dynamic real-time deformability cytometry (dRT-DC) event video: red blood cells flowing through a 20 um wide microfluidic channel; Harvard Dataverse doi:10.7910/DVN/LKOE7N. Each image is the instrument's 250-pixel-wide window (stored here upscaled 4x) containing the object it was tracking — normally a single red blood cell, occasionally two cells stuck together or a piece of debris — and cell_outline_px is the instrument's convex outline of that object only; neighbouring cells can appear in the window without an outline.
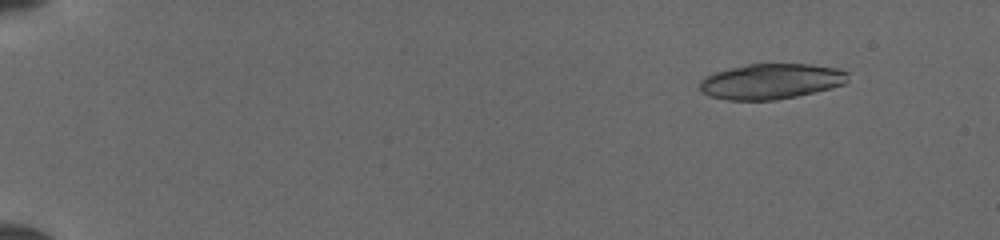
{"species": "common noctule bat (a hibernating species)", "species_latin": "Nyctalus noctula", "temperature_condition": "cold", "stored_images_in_passage": 22, "camera_frame_rate_fps": 3000, "um_per_image_px": 0.085, "animal": {"sex": "female", "body_mass_g": 19.5, "forearm_length_mm": 54.1}, "frame": {"image": 1, "passage_image": 2, "time_ms": 0.333, "image_size_px": [1000, 240], "cell_outline_px": [[848, 80], [844, 84], [832, 88], [796, 96], [776, 100], [728, 100], [712, 96], [704, 92], [700, 88], [700, 80], [704, 76], [716, 72], [748, 64], [812, 64], [836, 68], [848, 72]], "centroid_in_image_um": [65.57, 6.91], "position_along_channel_um": 19.4, "area_um2": 30.46}}